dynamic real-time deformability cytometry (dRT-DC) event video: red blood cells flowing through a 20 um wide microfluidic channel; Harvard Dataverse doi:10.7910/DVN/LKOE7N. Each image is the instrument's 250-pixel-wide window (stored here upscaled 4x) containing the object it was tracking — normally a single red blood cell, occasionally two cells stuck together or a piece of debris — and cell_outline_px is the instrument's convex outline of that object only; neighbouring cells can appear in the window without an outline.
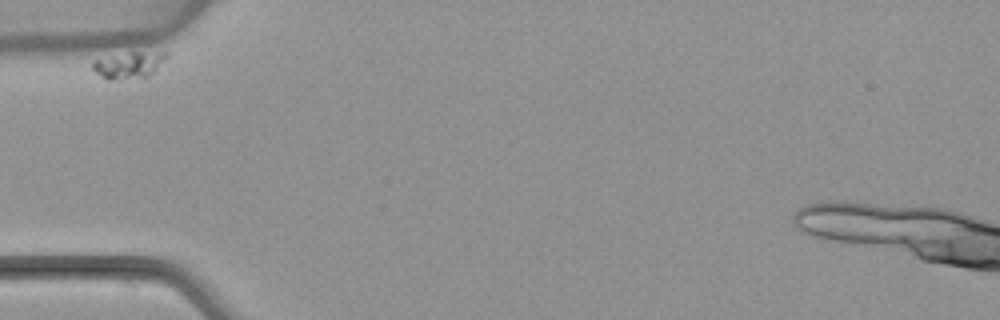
{"species": "common noctule bat (a hibernating species)", "species_latin": "Nyctalus noctula", "temperature_condition": "warm", "stored_images_in_passage": 3, "camera_frame_rate_fps": 3000, "um_per_image_px": 0.085, "animal": {"sex": "female", "body_mass_g": 22.7, "forearm_length_mm": 54.2}, "frame": {"image": 1, "passage_image": 1, "time_ms": 0.0, "image_size_px": [1000, 320], "cell_outline_px": [[164, 56], [156, 68], [144, 80], [108, 80], [100, 76], [92, 68], [92, 64], [96, 60], [132, 52], [164, 52]], "centroid_in_image_um": [10.9, 5.6], "position_along_channel_um": 74.1, "area_um2": 11.1}}
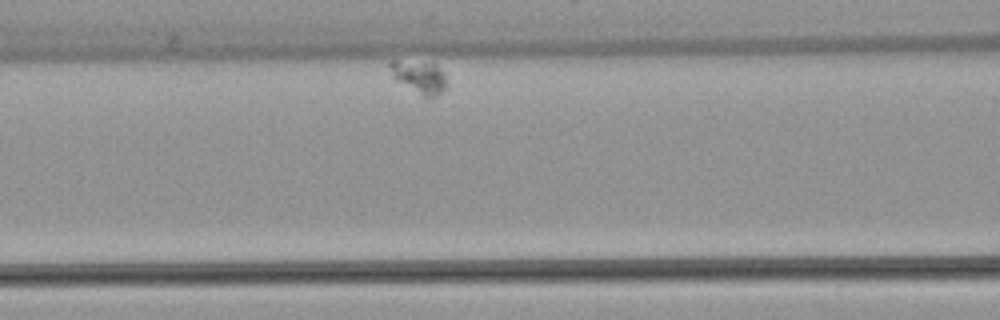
{"frame": {"image": 2, "passage_image": 3, "time_ms": 2.667, "image_size_px": [1000, 320], "cell_outline_px": [[448, 88], [436, 96], [424, 96], [396, 80], [392, 76], [388, 64], [388, 60], [396, 60], [432, 64], [444, 76]], "centroid_in_image_um": [35.59, 6.54], "position_along_channel_um": 131.0, "area_um2": 10.35}}